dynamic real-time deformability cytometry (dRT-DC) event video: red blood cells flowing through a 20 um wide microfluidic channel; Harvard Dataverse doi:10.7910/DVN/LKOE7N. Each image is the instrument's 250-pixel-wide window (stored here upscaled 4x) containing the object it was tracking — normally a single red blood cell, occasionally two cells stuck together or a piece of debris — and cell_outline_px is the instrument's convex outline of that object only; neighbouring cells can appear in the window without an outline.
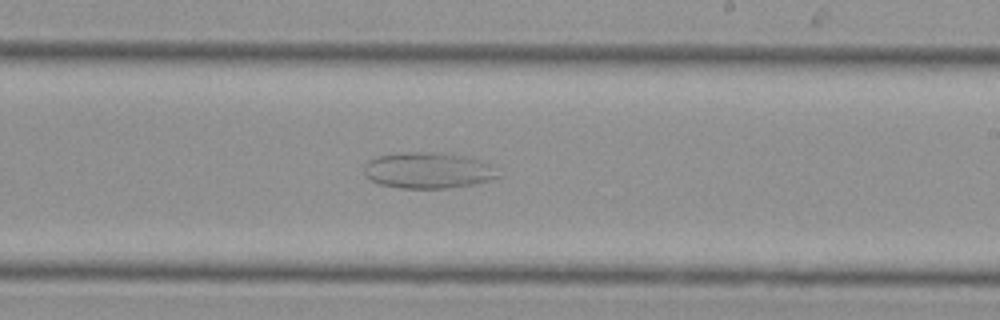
{"species": "Egyptian fruit bat (a non-hibernating species)", "species_latin": "Rousettus aegyptiacus", "temperature_condition": "cold", "stored_images_in_passage": 29, "camera_frame_rate_fps": 3000, "um_per_image_px": 0.085, "animal": {"sex": "female"}, "frame": {"image": 1, "passage_image": 17, "time_ms": 5.333, "image_size_px": [1000, 320], "cell_outline_px": [[504, 176], [472, 184], [444, 188], [400, 188], [380, 184], [364, 176], [364, 164], [368, 160], [376, 156], [396, 152], [440, 152], [464, 156], [484, 160]], "centroid_in_image_um": [36.37, 14.46], "position_along_channel_um": 252.6, "area_um2": 28.5}}